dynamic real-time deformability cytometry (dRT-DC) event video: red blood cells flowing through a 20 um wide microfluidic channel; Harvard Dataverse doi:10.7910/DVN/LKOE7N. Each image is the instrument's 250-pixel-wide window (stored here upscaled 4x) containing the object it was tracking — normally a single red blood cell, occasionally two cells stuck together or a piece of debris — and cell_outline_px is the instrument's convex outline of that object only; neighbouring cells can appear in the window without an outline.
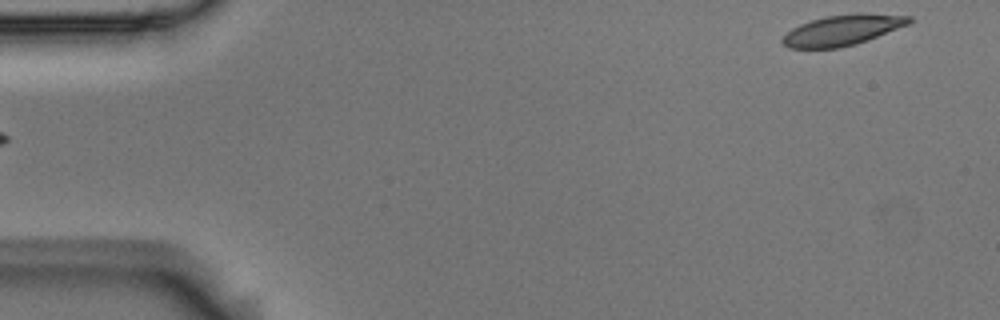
{"species": "Egyptian fruit bat (a non-hibernating species)", "species_latin": "Rousettus aegyptiacus", "temperature_condition": "room temperature", "stored_images_in_passage": 9, "camera_frame_rate_fps": 3000, "um_per_image_px": 0.085, "animal": {"sex": "male"}, "frame": {"image": 1, "passage_image": 1, "time_ms": 0.0, "image_size_px": [1000, 320], "cell_outline_px": [[912, 20], [908, 24], [868, 40], [856, 44], [840, 48], [788, 48], [780, 40], [792, 28], [800, 24], [812, 20], [828, 16], [860, 12], [864, 12], [912, 16]], "centroid_in_image_um": [71.63, 2.55], "position_along_channel_um": 13.4, "area_um2": 22.54}}
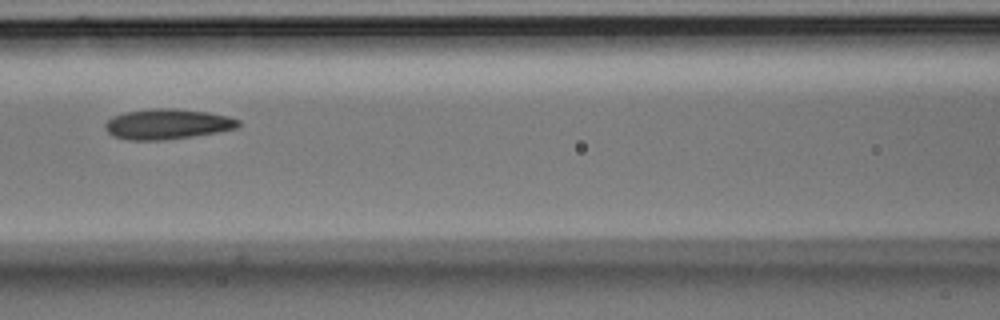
{"frame": {"image": 2, "passage_image": 7, "time_ms": 2.0, "image_size_px": [1000, 320], "cell_outline_px": [[240, 124], [236, 128], [216, 132], [192, 136], [164, 140], [128, 140], [112, 136], [104, 128], [104, 124], [112, 116], [124, 112], [156, 108], [172, 108], [208, 112], [228, 116], [240, 120]], "centroid_in_image_um": [14.19, 10.54], "position_along_channel_um": 152.4, "area_um2": 23.52}}
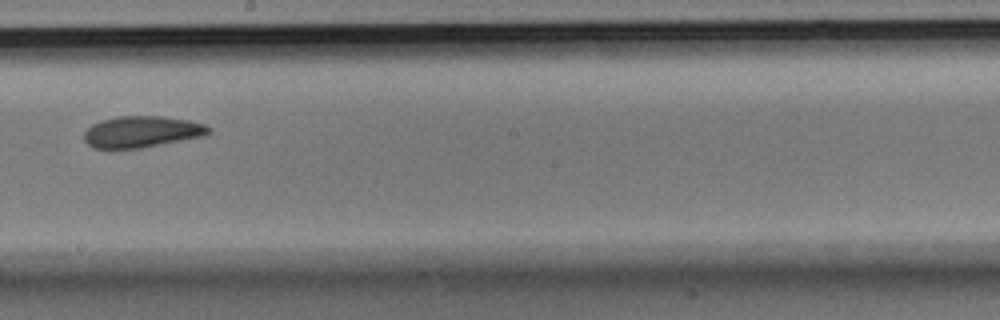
{"frame": {"image": 3, "passage_image": 9, "time_ms": 2.667, "image_size_px": [1000, 320], "cell_outline_px": [[212, 132], [204, 136], [140, 148], [92, 148], [84, 140], [84, 132], [92, 124], [100, 120], [116, 116], [160, 116], [188, 120], [204, 124], [212, 128]], "centroid_in_image_um": [12.05, 11.19], "position_along_channel_um": 236.1, "area_um2": 22.83}}